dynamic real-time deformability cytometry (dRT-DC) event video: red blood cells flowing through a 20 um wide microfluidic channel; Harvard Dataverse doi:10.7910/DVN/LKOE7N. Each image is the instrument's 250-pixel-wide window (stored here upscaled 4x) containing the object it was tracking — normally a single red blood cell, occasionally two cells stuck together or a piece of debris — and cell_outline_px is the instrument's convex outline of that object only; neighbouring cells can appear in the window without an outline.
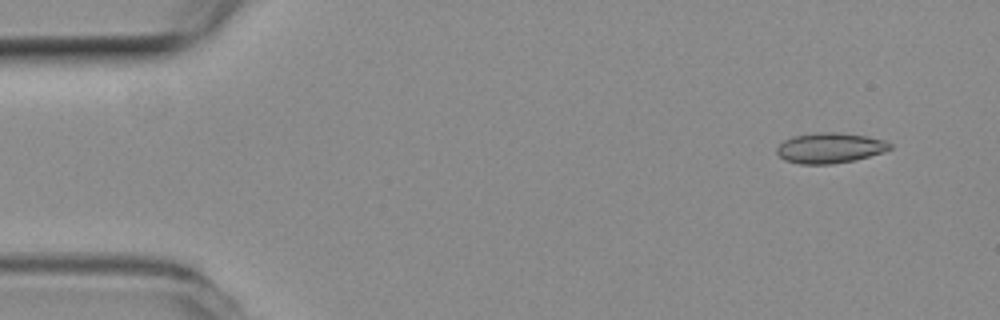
{"species": "common noctule bat (a hibernating species)", "species_latin": "Nyctalus noctula", "temperature_condition": "room temperature", "stored_images_in_passage": 4, "camera_frame_rate_fps": 3000, "um_per_image_px": 0.085, "animal": {"sex": "female", "body_mass_g": 19.3, "forearm_length_mm": 54.1}, "frame": {"image": 1, "passage_image": 1, "time_ms": 0.0, "image_size_px": [1000, 320], "cell_outline_px": [[892, 148], [856, 160], [832, 164], [800, 164], [784, 160], [776, 152], [776, 148], [784, 140], [792, 136], [816, 132], [836, 132], [868, 136], [884, 140], [892, 144]], "centroid_in_image_um": [70.51, 12.57], "position_along_channel_um": 14.5, "area_um2": 20.06}}
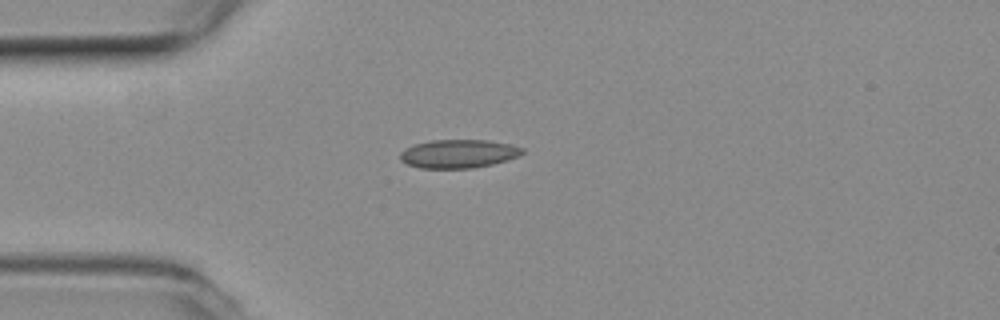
{"frame": {"image": 2, "passage_image": 4, "time_ms": 1.0, "image_size_px": [1000, 320], "cell_outline_px": [[524, 152], [520, 156], [508, 160], [492, 164], [472, 168], [420, 168], [408, 164], [400, 160], [400, 152], [404, 148], [412, 144], [432, 140], [488, 140], [508, 144], [524, 148]], "centroid_in_image_um": [38.96, 13.06], "position_along_channel_um": 46.0, "area_um2": 20.4}}